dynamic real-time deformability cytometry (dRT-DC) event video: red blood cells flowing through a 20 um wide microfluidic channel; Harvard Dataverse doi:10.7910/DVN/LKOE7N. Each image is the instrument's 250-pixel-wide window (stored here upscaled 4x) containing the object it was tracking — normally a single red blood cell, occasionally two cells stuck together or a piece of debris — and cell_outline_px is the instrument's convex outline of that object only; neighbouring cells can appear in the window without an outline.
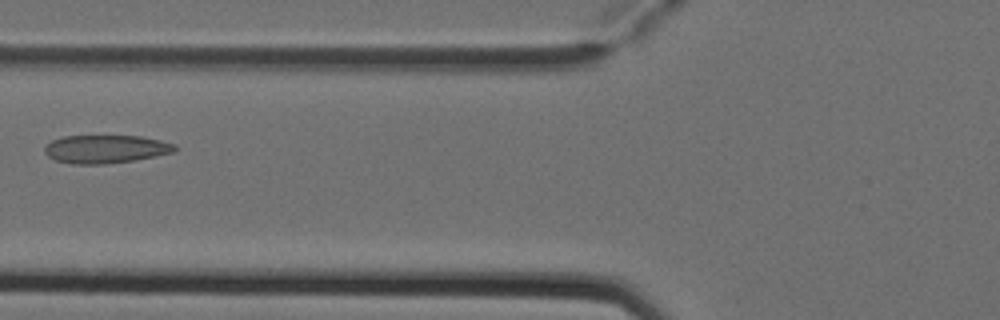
{"species": "Egyptian fruit bat (a non-hibernating species)", "species_latin": "Rousettus aegyptiacus", "temperature_condition": "cold", "stored_images_in_passage": 6, "camera_frame_rate_fps": 3000, "um_per_image_px": 0.085, "animal": {"sex": "female"}, "frame": {"image": 1, "passage_image": 5, "time_ms": 1.333, "image_size_px": [1000, 320], "cell_outline_px": [[176, 148], [172, 152], [156, 156], [132, 160], [104, 164], [72, 164], [56, 160], [48, 156], [44, 152], [44, 148], [52, 140], [64, 136], [140, 136], [160, 140], [176, 144]], "centroid_in_image_um": [8.97, 12.67], "position_along_channel_um": 116.8, "area_um2": 21.21}}
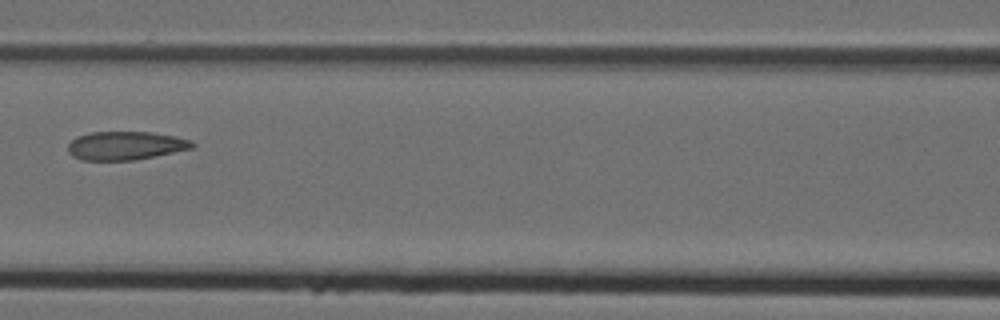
{"frame": {"image": 2, "passage_image": 6, "time_ms": 1.667, "image_size_px": [1000, 320], "cell_outline_px": [[196, 144], [192, 148], [136, 160], [80, 160], [72, 156], [68, 152], [68, 144], [76, 136], [92, 132], [152, 132], [176, 136], [192, 140]], "centroid_in_image_um": [10.67, 12.38], "position_along_channel_um": 155.9, "area_um2": 20.75}}